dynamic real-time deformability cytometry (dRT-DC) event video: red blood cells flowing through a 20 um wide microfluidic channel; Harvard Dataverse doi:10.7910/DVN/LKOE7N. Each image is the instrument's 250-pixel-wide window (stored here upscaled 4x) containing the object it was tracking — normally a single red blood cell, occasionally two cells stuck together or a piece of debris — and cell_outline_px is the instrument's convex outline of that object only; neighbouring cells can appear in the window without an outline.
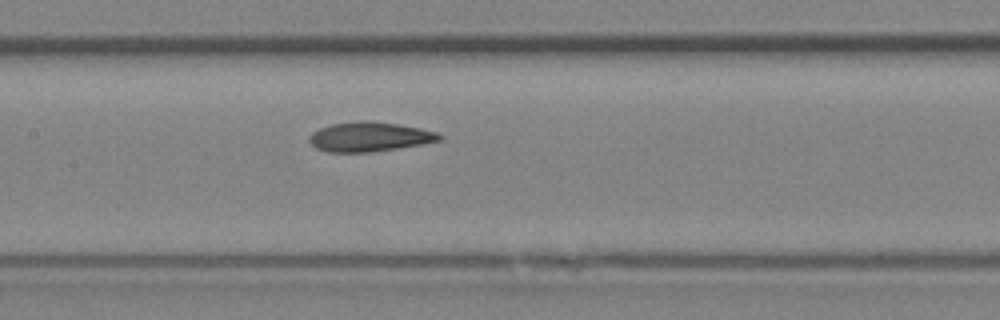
{"species": "Egyptian fruit bat (a non-hibernating species)", "species_latin": "Rousettus aegyptiacus", "temperature_condition": "room temperature", "stored_images_in_passage": 7, "segment_of_instrument_passage": [1, 2], "camera_frame_rate_fps": 3000, "um_per_image_px": 0.085, "animal": {"sex": "female"}, "frame": {"image": 1, "passage_image": 6, "time_ms": 1.667, "image_size_px": [1000, 320], "cell_outline_px": [[444, 136], [440, 140], [420, 144], [372, 152], [328, 152], [316, 148], [308, 140], [308, 136], [312, 132], [320, 128], [332, 124], [356, 120], [372, 120], [420, 128], [436, 132]], "centroid_in_image_um": [31.37, 11.61], "position_along_channel_um": 176.0, "area_um2": 22.37}}